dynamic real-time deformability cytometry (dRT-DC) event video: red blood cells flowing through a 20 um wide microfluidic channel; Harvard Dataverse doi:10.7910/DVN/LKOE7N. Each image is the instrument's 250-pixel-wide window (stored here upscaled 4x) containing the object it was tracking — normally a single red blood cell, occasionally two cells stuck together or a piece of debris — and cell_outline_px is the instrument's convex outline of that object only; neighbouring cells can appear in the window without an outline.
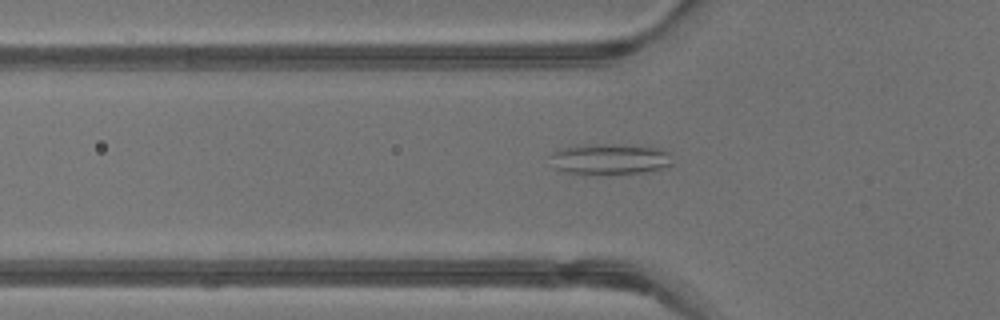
{"species": "common noctule bat (a hibernating species)", "species_latin": "Nyctalus noctula", "temperature_condition": "warm", "stored_images_in_passage": 42, "camera_frame_rate_fps": 3000, "um_per_image_px": 0.085, "animal": {"sex": "male", "body_mass_g": 13.3}, "frame": {"image": 1, "passage_image": 14, "time_ms": 4.333, "image_size_px": [1000, 320], "cell_outline_px": [[672, 164], [660, 168], [644, 172], [588, 176], [564, 172], [556, 168], [548, 156], [552, 152], [564, 148], [604, 144], [608, 144], [660, 148], [668, 152]], "centroid_in_image_um": [51.78, 13.56], "position_along_channel_um": 74.0, "area_um2": 21.91}}
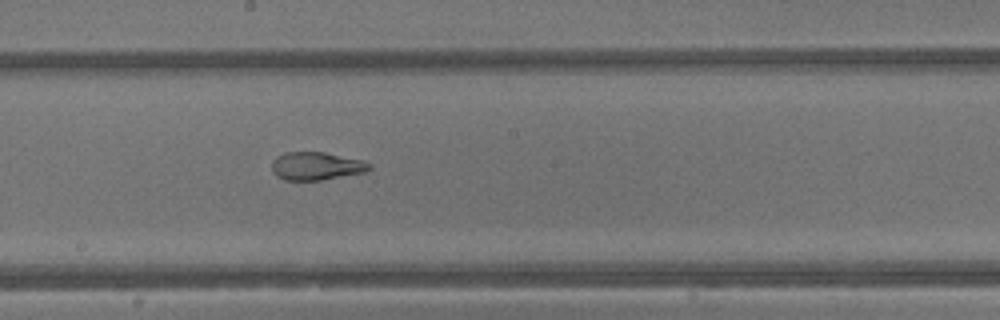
{"frame": {"image": 2, "passage_image": 23, "time_ms": 7.333, "image_size_px": [1000, 320], "cell_outline_px": [[372, 168], [364, 172], [320, 180], [284, 180], [276, 176], [272, 172], [272, 160], [276, 156], [284, 152], [324, 152], [364, 160], [372, 164]], "centroid_in_image_um": [26.87, 14.1], "position_along_channel_um": 221.3, "area_um2": 16.07}}
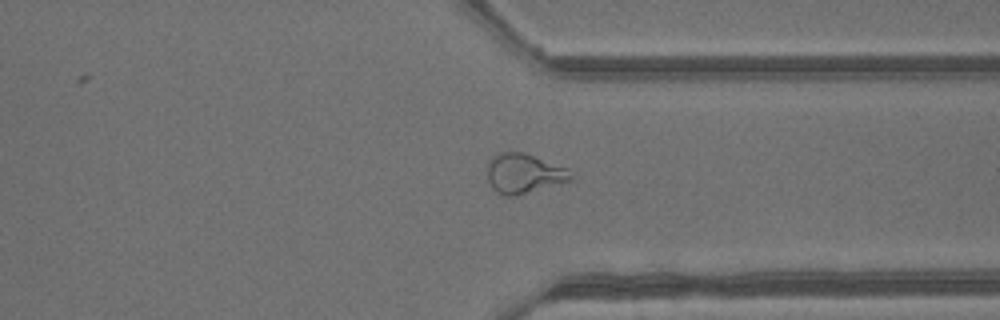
{"frame": {"image": 3, "passage_image": 32, "time_ms": 10.333, "image_size_px": [1000, 320], "cell_outline_px": [[576, 176], [572, 180], [516, 196], [504, 196], [496, 192], [492, 188], [488, 180], [488, 164], [500, 152], [524, 152], [568, 168]], "centroid_in_image_um": [44.58, 14.76], "position_along_channel_um": 366.8, "area_um2": 19.36}, "authors_computed_cell_mechanics": {"area_um2": 21.3282, "velocity_mm_per_s": 4.8802, "shape_relaxation_time_tau1_ms": null, "shape_relaxation_time_tau2_ms": 1.299, "deformation_change_tau1": null, "deformation_change_tau2": 0.0831}}